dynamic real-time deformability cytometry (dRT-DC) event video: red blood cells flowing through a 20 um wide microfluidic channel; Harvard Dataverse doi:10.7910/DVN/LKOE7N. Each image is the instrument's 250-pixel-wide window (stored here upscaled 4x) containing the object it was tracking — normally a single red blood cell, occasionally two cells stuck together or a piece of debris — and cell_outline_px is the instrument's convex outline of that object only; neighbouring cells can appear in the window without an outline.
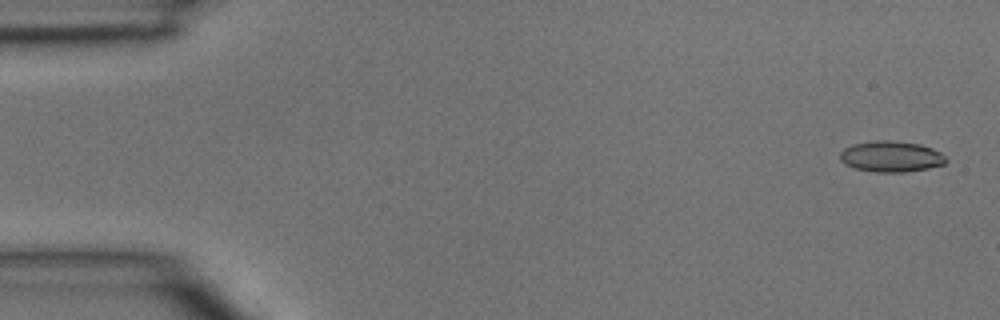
{"species": "common noctule bat (a hibernating species)", "species_latin": "Nyctalus noctula", "temperature_condition": "room temperature", "stored_images_in_passage": 4, "camera_frame_rate_fps": 3000, "um_per_image_px": 0.085, "animal": {"sex": "male", "body_mass_g": 15.6}, "frame": {"image": 1, "passage_image": 1, "time_ms": 0.0, "image_size_px": [1000, 320], "cell_outline_px": [[948, 160], [944, 164], [928, 168], [904, 172], [876, 172], [856, 168], [844, 164], [840, 160], [840, 152], [844, 148], [852, 144], [876, 140], [892, 140], [920, 144], [932, 148], [940, 152]], "centroid_in_image_um": [75.73, 13.29], "position_along_channel_um": 9.3, "area_um2": 19.13}}